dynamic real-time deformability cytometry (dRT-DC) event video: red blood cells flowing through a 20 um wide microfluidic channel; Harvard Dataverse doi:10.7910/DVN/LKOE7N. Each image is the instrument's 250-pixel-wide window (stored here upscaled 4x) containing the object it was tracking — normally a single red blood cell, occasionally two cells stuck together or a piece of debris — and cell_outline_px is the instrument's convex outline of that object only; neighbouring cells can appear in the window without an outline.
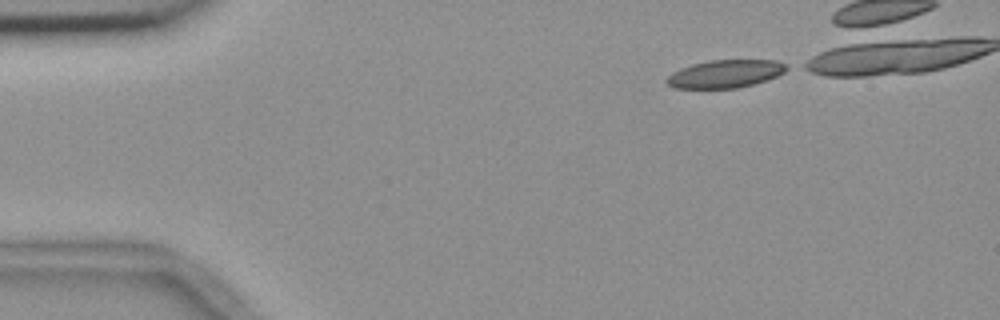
{"species": "common noctule bat (a hibernating species)", "species_latin": "Nyctalus noctula", "temperature_condition": "room temperature", "stored_images_in_passage": 7, "camera_frame_rate_fps": 3000, "um_per_image_px": 0.085, "animal": {"sex": "female", "body_mass_g": 18.4}, "frame": {"image": 1, "passage_image": 1, "time_ms": 0.0, "image_size_px": [1000, 320], "cell_outline_px": [[792, 68], [776, 76], [752, 84], [736, 88], [672, 88], [664, 80], [672, 72], [680, 68], [692, 64], [712, 60], [776, 60], [788, 64]], "centroid_in_image_um": [61.66, 6.26], "position_along_channel_um": 23.3, "area_um2": 19.54}}